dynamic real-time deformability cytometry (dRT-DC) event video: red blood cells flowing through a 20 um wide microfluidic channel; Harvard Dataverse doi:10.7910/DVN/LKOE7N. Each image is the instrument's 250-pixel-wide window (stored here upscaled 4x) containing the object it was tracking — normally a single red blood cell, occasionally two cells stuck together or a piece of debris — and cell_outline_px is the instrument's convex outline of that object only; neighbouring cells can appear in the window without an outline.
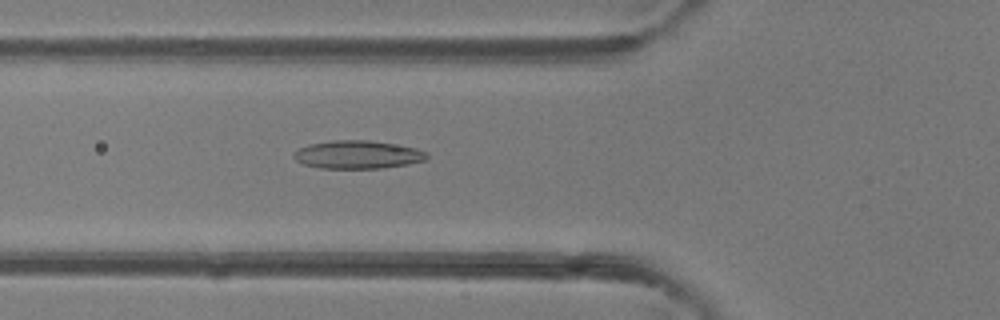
{"species": "common noctule bat (a hibernating species)", "species_latin": "Nyctalus noctula", "temperature_condition": "room temperature", "stored_images_in_passage": 48, "camera_frame_rate_fps": 3000, "um_per_image_px": 0.085, "animal": {"sex": "female"}, "frame": {"image": 1, "passage_image": 18, "time_ms": 5.667, "image_size_px": [1000, 320], "cell_outline_px": [[428, 156], [424, 160], [408, 164], [384, 168], [320, 168], [304, 164], [296, 160], [292, 156], [292, 152], [308, 144], [332, 140], [368, 140], [416, 148], [428, 152]], "centroid_in_image_um": [30.37, 13.14], "position_along_channel_um": 95.4, "area_um2": 21.79}}
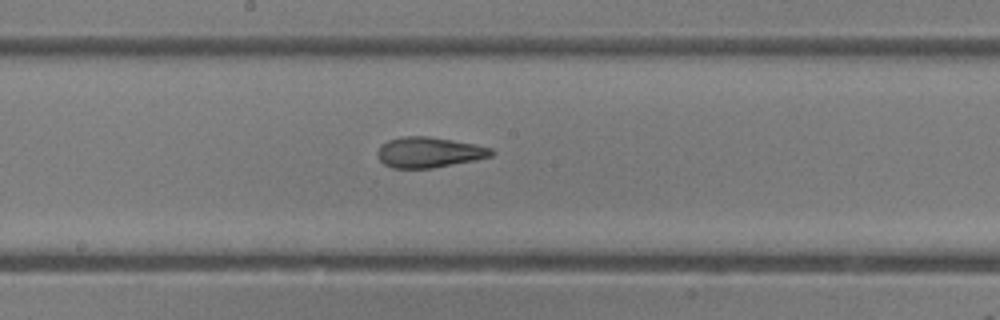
{"frame": {"image": 2, "passage_image": 26, "time_ms": 8.333, "image_size_px": [1000, 320], "cell_outline_px": [[496, 152], [492, 156], [476, 160], [432, 168], [392, 168], [384, 164], [380, 160], [376, 152], [380, 144], [388, 140], [404, 136], [428, 136], [476, 144], [492, 148]], "centroid_in_image_um": [36.47, 12.94], "position_along_channel_um": 211.7, "area_um2": 20.4}}
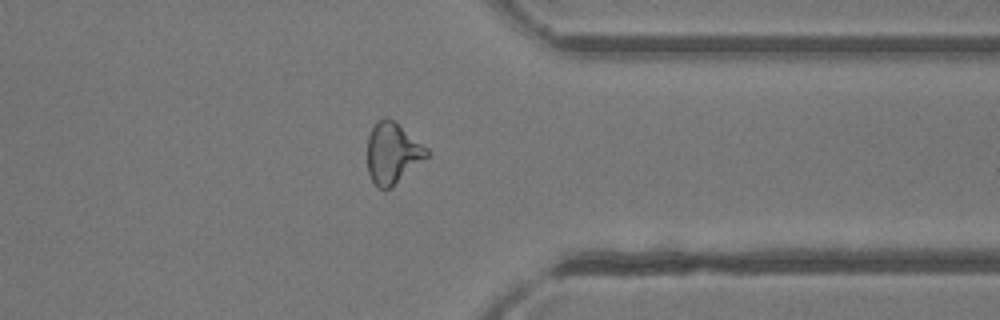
{"frame": {"image": 3, "passage_image": 38, "time_ms": 12.333, "image_size_px": [1000, 320], "cell_outline_px": [[428, 156], [392, 188], [380, 188], [372, 180], [368, 172], [368, 136], [376, 120], [384, 116], [388, 116], [396, 120], [428, 148]], "centroid_in_image_um": [33.38, 12.96], "position_along_channel_um": 378.0, "area_um2": 21.39}, "authors_computed_cell_mechanics": {"area_um2": 21.6461, "velocity_mm_per_s": 4.3402, "shape_relaxation_time_tau1_ms": 9.181, "shape_relaxation_time_tau2_ms": 1.9091, "deformation_change_tau1": 0.2417, "deformation_change_tau2": 0.101}}